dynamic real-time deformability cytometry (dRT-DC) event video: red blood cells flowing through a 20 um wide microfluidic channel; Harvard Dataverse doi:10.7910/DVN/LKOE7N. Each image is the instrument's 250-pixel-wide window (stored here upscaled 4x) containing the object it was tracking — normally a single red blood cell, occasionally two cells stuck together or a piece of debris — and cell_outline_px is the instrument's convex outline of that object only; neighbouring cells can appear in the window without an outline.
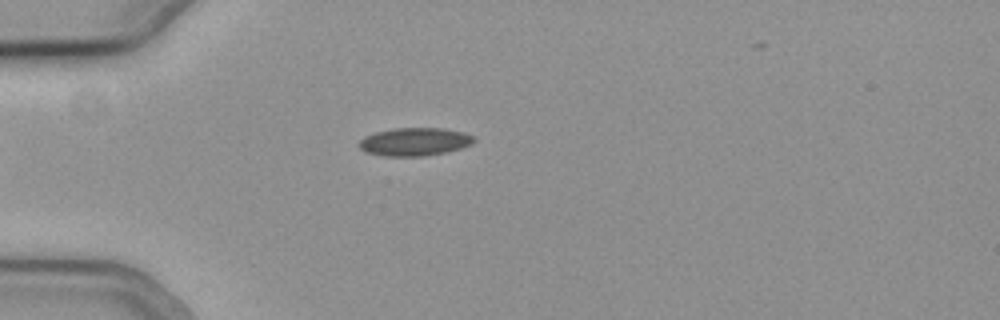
{"species": "common noctule bat (a hibernating species)", "species_latin": "Nyctalus noctula", "temperature_condition": "cold", "stored_images_in_passage": 21, "camera_frame_rate_fps": 3000, "um_per_image_px": 0.085, "animal": {"sex": "female", "body_mass_g": 19.3, "forearm_length_mm": 54.1}, "frame": {"image": 1, "passage_image": 1, "time_ms": 0.0, "image_size_px": [1000, 320], "cell_outline_px": [[476, 140], [472, 144], [460, 148], [444, 152], [424, 156], [384, 156], [364, 152], [356, 144], [364, 136], [376, 132], [392, 128], [444, 128], [464, 132], [476, 136]], "centroid_in_image_um": [35.23, 12.04], "position_along_channel_um": 49.8, "area_um2": 19.02}}
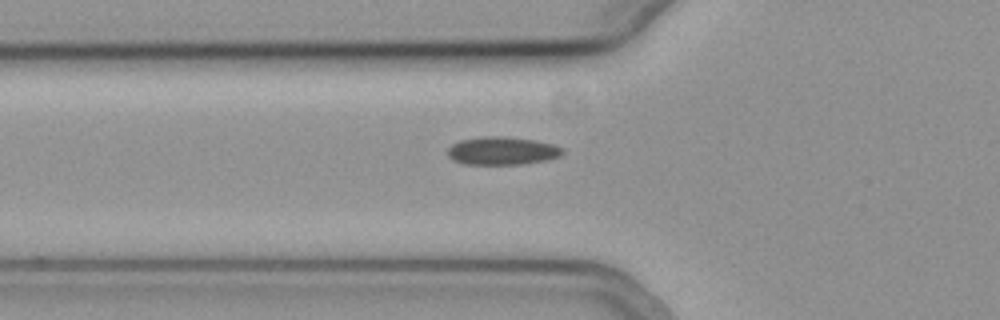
{"frame": {"image": 2, "passage_image": 5, "time_ms": 1.333, "image_size_px": [1000, 320], "cell_outline_px": [[564, 152], [560, 156], [544, 160], [520, 164], [464, 164], [452, 160], [448, 156], [448, 148], [452, 144], [460, 140], [484, 136], [504, 136], [536, 140], [552, 144], [564, 148]], "centroid_in_image_um": [42.67, 12.81], "position_along_channel_um": 83.1, "area_um2": 18.79}}
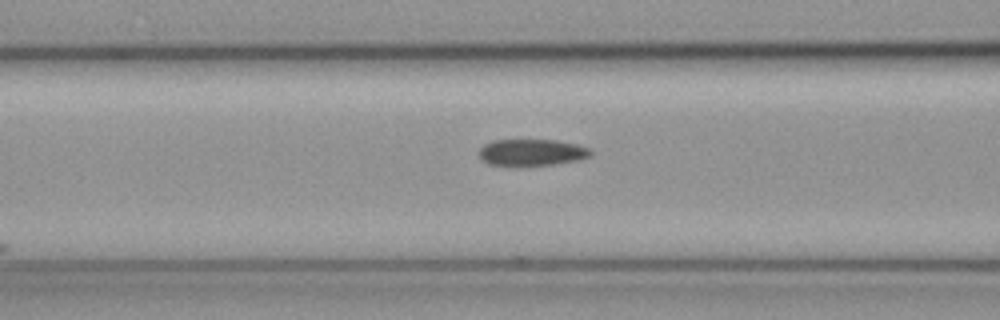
{"frame": {"image": 3, "passage_image": 8, "time_ms": 2.333, "image_size_px": [1000, 320], "cell_outline_px": [[592, 152], [588, 156], [580, 160], [552, 164], [488, 164], [480, 160], [480, 148], [484, 144], [492, 140], [556, 140], [576, 144], [588, 148]], "centroid_in_image_um": [45.18, 12.93], "position_along_channel_um": 121.4, "area_um2": 16.88}}